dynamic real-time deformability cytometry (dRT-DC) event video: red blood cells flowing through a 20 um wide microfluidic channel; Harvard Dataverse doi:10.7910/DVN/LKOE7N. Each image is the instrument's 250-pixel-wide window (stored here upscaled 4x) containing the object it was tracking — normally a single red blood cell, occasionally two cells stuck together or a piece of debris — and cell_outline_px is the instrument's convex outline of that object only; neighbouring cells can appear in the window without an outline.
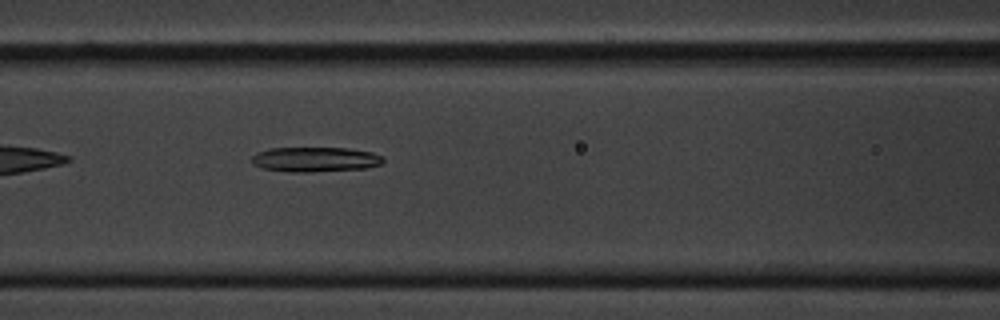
{"species": "common noctule bat (a hibernating species)", "species_latin": "Nyctalus noctula", "temperature_condition": "cold", "stored_images_in_passage": 42, "camera_frame_rate_fps": 3000, "um_per_image_px": 0.085, "animal": {"sex": "male", "body_mass_g": 20.1, "forearm_length_mm": 53.5}, "frame": {"image": 1, "passage_image": 7, "time_ms": 2.0, "image_size_px": [1000, 320], "cell_outline_px": [[384, 160], [380, 164], [364, 168], [308, 172], [292, 172], [260, 168], [252, 164], [252, 156], [256, 152], [268, 148], [348, 148], [372, 152], [380, 156]], "centroid_in_image_um": [26.72, 13.54], "position_along_channel_um": 139.9, "area_um2": 18.96}}
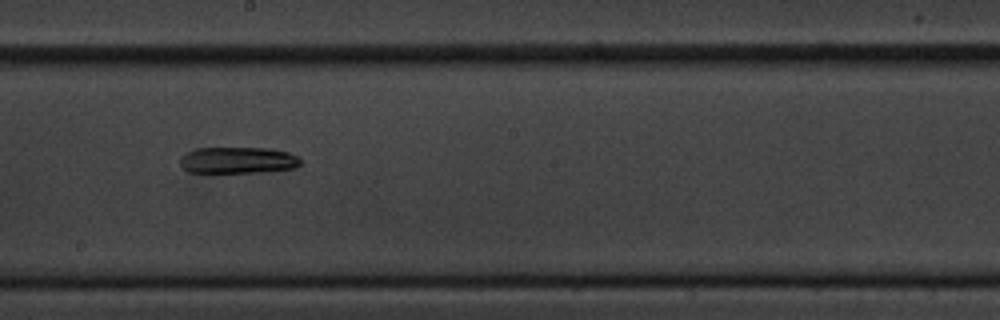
{"frame": {"image": 2, "passage_image": 15, "time_ms": 4.667, "image_size_px": [1000, 320], "cell_outline_px": [[300, 164], [296, 168], [260, 172], [188, 172], [180, 164], [180, 156], [196, 148], [268, 148], [288, 152], [296, 156], [300, 160]], "centroid_in_image_um": [20.21, 13.61], "position_along_channel_um": 228.0, "area_um2": 18.5}}
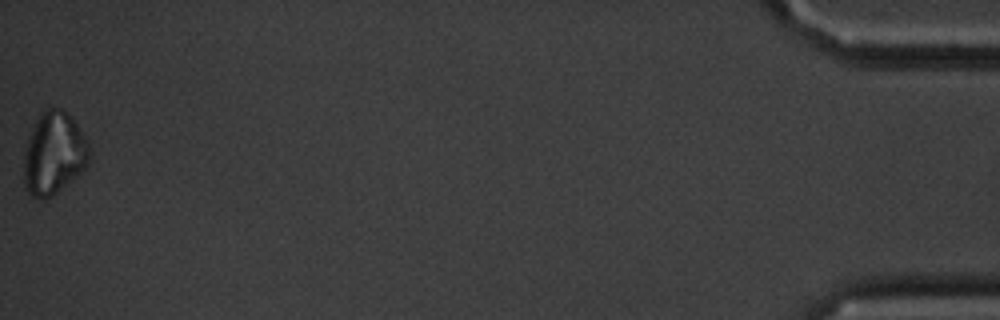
{"frame": {"image": 3, "passage_image": 42, "time_ms": 13.667, "image_size_px": [1000, 320], "cell_outline_px": [[88, 164], [76, 176], [52, 196], [40, 200], [32, 196], [24, 188], [24, 152], [28, 136], [40, 112], [48, 108], [60, 108], [72, 116], [84, 136], [88, 144]], "centroid_in_image_um": [4.54, 13.03], "position_along_channel_um": 430.7, "area_um2": 31.39}}